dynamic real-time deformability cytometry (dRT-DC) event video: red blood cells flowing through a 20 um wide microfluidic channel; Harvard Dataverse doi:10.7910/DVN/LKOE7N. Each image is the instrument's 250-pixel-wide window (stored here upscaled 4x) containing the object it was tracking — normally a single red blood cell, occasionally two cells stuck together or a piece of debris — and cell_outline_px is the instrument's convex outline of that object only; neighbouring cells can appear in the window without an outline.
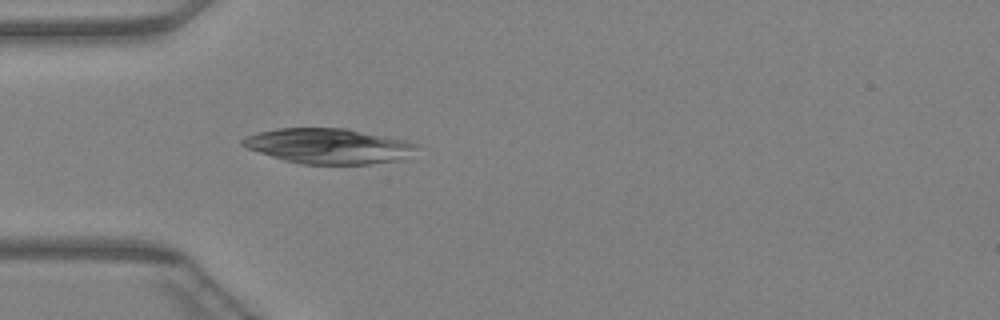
{"species": "Egyptian fruit bat (a non-hibernating species)", "species_latin": "Rousettus aegyptiacus", "temperature_condition": "warm", "stored_images_in_passage": 46, "camera_frame_rate_fps": 3000, "um_per_image_px": 0.085, "animal": {"sex": "female"}, "frame": {"image": 1, "passage_image": 13, "time_ms": 4.0, "image_size_px": [1000, 320], "cell_outline_px": [[420, 148], [400, 160], [368, 164], [300, 164], [284, 160], [248, 148], [240, 144], [240, 140], [248, 136], [260, 132], [276, 128], [348, 128], [404, 140], [416, 144]], "centroid_in_image_um": [27.94, 12.41], "position_along_channel_um": 57.1, "area_um2": 35.55}}
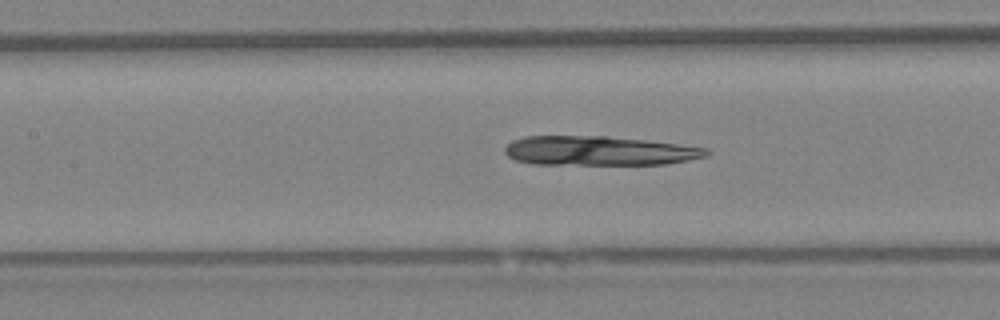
{"frame": {"image": 2, "passage_image": 20, "time_ms": 6.333, "image_size_px": [1000, 320], "cell_outline_px": [[712, 152], [708, 156], [688, 160], [664, 164], [532, 164], [516, 160], [508, 156], [504, 152], [504, 148], [512, 140], [524, 136], [608, 136], [644, 140], [708, 148]], "centroid_in_image_um": [50.91, 12.81], "position_along_channel_um": 156.5, "area_um2": 34.45}}
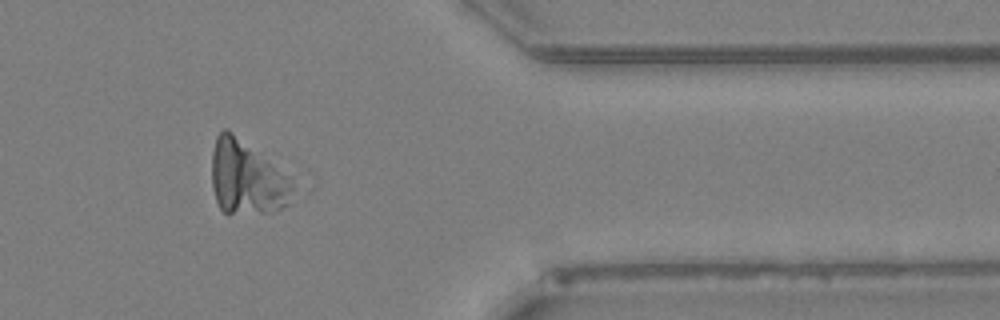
{"frame": {"image": 3, "passage_image": 37, "time_ms": 12.0, "image_size_px": [1000, 320], "cell_outline_px": [[292, 188], [288, 204], [276, 212], [228, 216], [220, 208], [216, 200], [212, 188], [212, 152], [216, 136], [224, 128], [228, 128], [288, 176], [292, 184]], "centroid_in_image_um": [20.92, 15.16], "position_along_channel_um": 390.5, "area_um2": 35.08}}